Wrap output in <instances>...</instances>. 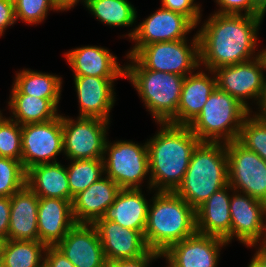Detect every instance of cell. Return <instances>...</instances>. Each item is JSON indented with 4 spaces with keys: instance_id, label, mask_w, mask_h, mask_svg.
Instances as JSON below:
<instances>
[{
    "instance_id": "6da1fadb",
    "label": "cell",
    "mask_w": 266,
    "mask_h": 267,
    "mask_svg": "<svg viewBox=\"0 0 266 267\" xmlns=\"http://www.w3.org/2000/svg\"><path fill=\"white\" fill-rule=\"evenodd\" d=\"M262 18L245 14H213L197 33L199 61L211 72L219 67L249 61L256 47V32Z\"/></svg>"
},
{
    "instance_id": "7a4b0ae2",
    "label": "cell",
    "mask_w": 266,
    "mask_h": 267,
    "mask_svg": "<svg viewBox=\"0 0 266 267\" xmlns=\"http://www.w3.org/2000/svg\"><path fill=\"white\" fill-rule=\"evenodd\" d=\"M161 130L147 142L150 189L175 191L182 183L196 146L201 142L189 126L159 123ZM156 186V187H155Z\"/></svg>"
},
{
    "instance_id": "3957f363",
    "label": "cell",
    "mask_w": 266,
    "mask_h": 267,
    "mask_svg": "<svg viewBox=\"0 0 266 267\" xmlns=\"http://www.w3.org/2000/svg\"><path fill=\"white\" fill-rule=\"evenodd\" d=\"M196 232V210L173 191H157L148 207L144 231L149 250L163 254L171 245Z\"/></svg>"
},
{
    "instance_id": "277c9868",
    "label": "cell",
    "mask_w": 266,
    "mask_h": 267,
    "mask_svg": "<svg viewBox=\"0 0 266 267\" xmlns=\"http://www.w3.org/2000/svg\"><path fill=\"white\" fill-rule=\"evenodd\" d=\"M227 185L226 143L200 142L194 149L182 183L174 192L197 210L214 192Z\"/></svg>"
},
{
    "instance_id": "5b68a950",
    "label": "cell",
    "mask_w": 266,
    "mask_h": 267,
    "mask_svg": "<svg viewBox=\"0 0 266 267\" xmlns=\"http://www.w3.org/2000/svg\"><path fill=\"white\" fill-rule=\"evenodd\" d=\"M128 58L134 64L123 67L125 76L131 80L157 123L177 125V107L184 76L148 70L133 56H128Z\"/></svg>"
},
{
    "instance_id": "8992f818",
    "label": "cell",
    "mask_w": 266,
    "mask_h": 267,
    "mask_svg": "<svg viewBox=\"0 0 266 267\" xmlns=\"http://www.w3.org/2000/svg\"><path fill=\"white\" fill-rule=\"evenodd\" d=\"M249 114L238 100L216 87L200 114L188 126L201 142H220L222 139L228 143L238 139Z\"/></svg>"
},
{
    "instance_id": "52a82bcc",
    "label": "cell",
    "mask_w": 266,
    "mask_h": 267,
    "mask_svg": "<svg viewBox=\"0 0 266 267\" xmlns=\"http://www.w3.org/2000/svg\"><path fill=\"white\" fill-rule=\"evenodd\" d=\"M189 47L186 39L156 42L140 47L132 56L145 69L185 77L200 65L197 34L192 42L193 48Z\"/></svg>"
},
{
    "instance_id": "ba28073f",
    "label": "cell",
    "mask_w": 266,
    "mask_h": 267,
    "mask_svg": "<svg viewBox=\"0 0 266 267\" xmlns=\"http://www.w3.org/2000/svg\"><path fill=\"white\" fill-rule=\"evenodd\" d=\"M228 184L266 203V161L237 140L226 143Z\"/></svg>"
},
{
    "instance_id": "9c48e42d",
    "label": "cell",
    "mask_w": 266,
    "mask_h": 267,
    "mask_svg": "<svg viewBox=\"0 0 266 267\" xmlns=\"http://www.w3.org/2000/svg\"><path fill=\"white\" fill-rule=\"evenodd\" d=\"M104 151H109L108 158H103L107 177L120 189H140L139 183L149 172L147 143L140 146L132 142L118 141L109 145L106 141Z\"/></svg>"
},
{
    "instance_id": "30bf717a",
    "label": "cell",
    "mask_w": 266,
    "mask_h": 267,
    "mask_svg": "<svg viewBox=\"0 0 266 267\" xmlns=\"http://www.w3.org/2000/svg\"><path fill=\"white\" fill-rule=\"evenodd\" d=\"M63 151L71 160L104 158L106 126L109 121L78 117L77 121L62 117Z\"/></svg>"
},
{
    "instance_id": "8fae6325",
    "label": "cell",
    "mask_w": 266,
    "mask_h": 267,
    "mask_svg": "<svg viewBox=\"0 0 266 267\" xmlns=\"http://www.w3.org/2000/svg\"><path fill=\"white\" fill-rule=\"evenodd\" d=\"M22 157L25 171L39 164L56 163V155L63 151L62 118L43 123H30L21 126Z\"/></svg>"
},
{
    "instance_id": "7c38bea8",
    "label": "cell",
    "mask_w": 266,
    "mask_h": 267,
    "mask_svg": "<svg viewBox=\"0 0 266 267\" xmlns=\"http://www.w3.org/2000/svg\"><path fill=\"white\" fill-rule=\"evenodd\" d=\"M265 69L260 55L249 61L219 67L212 72L216 74V85L220 90L228 93L244 105L249 111L245 99L257 98L260 103L264 93L265 78L262 70Z\"/></svg>"
},
{
    "instance_id": "4fadbf2b",
    "label": "cell",
    "mask_w": 266,
    "mask_h": 267,
    "mask_svg": "<svg viewBox=\"0 0 266 267\" xmlns=\"http://www.w3.org/2000/svg\"><path fill=\"white\" fill-rule=\"evenodd\" d=\"M195 27L187 16L161 7L128 34L137 44L127 56H132L145 45L185 39V35Z\"/></svg>"
},
{
    "instance_id": "5bb4252c",
    "label": "cell",
    "mask_w": 266,
    "mask_h": 267,
    "mask_svg": "<svg viewBox=\"0 0 266 267\" xmlns=\"http://www.w3.org/2000/svg\"><path fill=\"white\" fill-rule=\"evenodd\" d=\"M55 247L75 267H107L108 265L98 232L93 224L76 223Z\"/></svg>"
},
{
    "instance_id": "9a60e30c",
    "label": "cell",
    "mask_w": 266,
    "mask_h": 267,
    "mask_svg": "<svg viewBox=\"0 0 266 267\" xmlns=\"http://www.w3.org/2000/svg\"><path fill=\"white\" fill-rule=\"evenodd\" d=\"M226 244L221 238L196 232L171 245L161 256L172 267H216L220 246Z\"/></svg>"
},
{
    "instance_id": "2e32d148",
    "label": "cell",
    "mask_w": 266,
    "mask_h": 267,
    "mask_svg": "<svg viewBox=\"0 0 266 267\" xmlns=\"http://www.w3.org/2000/svg\"><path fill=\"white\" fill-rule=\"evenodd\" d=\"M231 197V239L236 235L239 241L254 247L266 231V225L263 223L266 203L244 193L233 194Z\"/></svg>"
},
{
    "instance_id": "e0dca14e",
    "label": "cell",
    "mask_w": 266,
    "mask_h": 267,
    "mask_svg": "<svg viewBox=\"0 0 266 267\" xmlns=\"http://www.w3.org/2000/svg\"><path fill=\"white\" fill-rule=\"evenodd\" d=\"M93 225L98 232L107 262L137 259L149 251L140 231L107 220H96Z\"/></svg>"
},
{
    "instance_id": "ac0fdd59",
    "label": "cell",
    "mask_w": 266,
    "mask_h": 267,
    "mask_svg": "<svg viewBox=\"0 0 266 267\" xmlns=\"http://www.w3.org/2000/svg\"><path fill=\"white\" fill-rule=\"evenodd\" d=\"M75 224L70 201L39 197L37 225L40 242L56 246Z\"/></svg>"
},
{
    "instance_id": "d6986e66",
    "label": "cell",
    "mask_w": 266,
    "mask_h": 267,
    "mask_svg": "<svg viewBox=\"0 0 266 267\" xmlns=\"http://www.w3.org/2000/svg\"><path fill=\"white\" fill-rule=\"evenodd\" d=\"M116 78L93 76L74 77L80 103V116L109 121V112L114 104L113 85Z\"/></svg>"
},
{
    "instance_id": "ffe728a7",
    "label": "cell",
    "mask_w": 266,
    "mask_h": 267,
    "mask_svg": "<svg viewBox=\"0 0 266 267\" xmlns=\"http://www.w3.org/2000/svg\"><path fill=\"white\" fill-rule=\"evenodd\" d=\"M120 187L109 177L100 178L72 200L76 223L93 224L112 205Z\"/></svg>"
},
{
    "instance_id": "44dd1931",
    "label": "cell",
    "mask_w": 266,
    "mask_h": 267,
    "mask_svg": "<svg viewBox=\"0 0 266 267\" xmlns=\"http://www.w3.org/2000/svg\"><path fill=\"white\" fill-rule=\"evenodd\" d=\"M228 184L214 192L196 210V231L203 235L221 238L227 243L231 240L230 196Z\"/></svg>"
},
{
    "instance_id": "7402d4cb",
    "label": "cell",
    "mask_w": 266,
    "mask_h": 267,
    "mask_svg": "<svg viewBox=\"0 0 266 267\" xmlns=\"http://www.w3.org/2000/svg\"><path fill=\"white\" fill-rule=\"evenodd\" d=\"M38 204L39 197L27 185L10 197L7 239L39 241Z\"/></svg>"
},
{
    "instance_id": "603a6c76",
    "label": "cell",
    "mask_w": 266,
    "mask_h": 267,
    "mask_svg": "<svg viewBox=\"0 0 266 267\" xmlns=\"http://www.w3.org/2000/svg\"><path fill=\"white\" fill-rule=\"evenodd\" d=\"M74 70V77L93 76L101 78H118L125 76V68L117 63V57L109 53V50L85 46L77 48L65 54Z\"/></svg>"
},
{
    "instance_id": "cb8c5ba5",
    "label": "cell",
    "mask_w": 266,
    "mask_h": 267,
    "mask_svg": "<svg viewBox=\"0 0 266 267\" xmlns=\"http://www.w3.org/2000/svg\"><path fill=\"white\" fill-rule=\"evenodd\" d=\"M148 207V201L140 189H120L112 205L97 220L114 221L122 227L140 231L144 235Z\"/></svg>"
},
{
    "instance_id": "d4e9b609",
    "label": "cell",
    "mask_w": 266,
    "mask_h": 267,
    "mask_svg": "<svg viewBox=\"0 0 266 267\" xmlns=\"http://www.w3.org/2000/svg\"><path fill=\"white\" fill-rule=\"evenodd\" d=\"M213 78L203 72L184 77L177 107V125L188 126L200 114L209 95L217 87L216 77Z\"/></svg>"
},
{
    "instance_id": "484cf974",
    "label": "cell",
    "mask_w": 266,
    "mask_h": 267,
    "mask_svg": "<svg viewBox=\"0 0 266 267\" xmlns=\"http://www.w3.org/2000/svg\"><path fill=\"white\" fill-rule=\"evenodd\" d=\"M26 185L40 198H61L71 202L67 170L59 162L28 169Z\"/></svg>"
},
{
    "instance_id": "4316f807",
    "label": "cell",
    "mask_w": 266,
    "mask_h": 267,
    "mask_svg": "<svg viewBox=\"0 0 266 267\" xmlns=\"http://www.w3.org/2000/svg\"><path fill=\"white\" fill-rule=\"evenodd\" d=\"M16 76L12 94L49 99L57 107L61 94V77L31 70H23Z\"/></svg>"
},
{
    "instance_id": "83f0119b",
    "label": "cell",
    "mask_w": 266,
    "mask_h": 267,
    "mask_svg": "<svg viewBox=\"0 0 266 267\" xmlns=\"http://www.w3.org/2000/svg\"><path fill=\"white\" fill-rule=\"evenodd\" d=\"M16 121L21 126L43 123L58 116L57 107L49 100L26 94H12L8 102Z\"/></svg>"
},
{
    "instance_id": "f1b7e54d",
    "label": "cell",
    "mask_w": 266,
    "mask_h": 267,
    "mask_svg": "<svg viewBox=\"0 0 266 267\" xmlns=\"http://www.w3.org/2000/svg\"><path fill=\"white\" fill-rule=\"evenodd\" d=\"M46 248L40 241L7 239L1 257L2 267H43L41 251L45 252Z\"/></svg>"
},
{
    "instance_id": "f546056e",
    "label": "cell",
    "mask_w": 266,
    "mask_h": 267,
    "mask_svg": "<svg viewBox=\"0 0 266 267\" xmlns=\"http://www.w3.org/2000/svg\"><path fill=\"white\" fill-rule=\"evenodd\" d=\"M88 10L101 22L110 26H130L136 11L127 0H86Z\"/></svg>"
},
{
    "instance_id": "4dcf8cb0",
    "label": "cell",
    "mask_w": 266,
    "mask_h": 267,
    "mask_svg": "<svg viewBox=\"0 0 266 267\" xmlns=\"http://www.w3.org/2000/svg\"><path fill=\"white\" fill-rule=\"evenodd\" d=\"M72 161V164L66 168L71 193V203L73 197L98 181L104 172L103 158Z\"/></svg>"
},
{
    "instance_id": "1f68e13d",
    "label": "cell",
    "mask_w": 266,
    "mask_h": 267,
    "mask_svg": "<svg viewBox=\"0 0 266 267\" xmlns=\"http://www.w3.org/2000/svg\"><path fill=\"white\" fill-rule=\"evenodd\" d=\"M253 117L245 118L237 141L266 161V118Z\"/></svg>"
},
{
    "instance_id": "d6a6232c",
    "label": "cell",
    "mask_w": 266,
    "mask_h": 267,
    "mask_svg": "<svg viewBox=\"0 0 266 267\" xmlns=\"http://www.w3.org/2000/svg\"><path fill=\"white\" fill-rule=\"evenodd\" d=\"M26 185V171L21 161L0 157V196L11 197Z\"/></svg>"
},
{
    "instance_id": "836d02e7",
    "label": "cell",
    "mask_w": 266,
    "mask_h": 267,
    "mask_svg": "<svg viewBox=\"0 0 266 267\" xmlns=\"http://www.w3.org/2000/svg\"><path fill=\"white\" fill-rule=\"evenodd\" d=\"M0 157L21 161V125L12 119H0Z\"/></svg>"
},
{
    "instance_id": "e575fe53",
    "label": "cell",
    "mask_w": 266,
    "mask_h": 267,
    "mask_svg": "<svg viewBox=\"0 0 266 267\" xmlns=\"http://www.w3.org/2000/svg\"><path fill=\"white\" fill-rule=\"evenodd\" d=\"M15 20L20 18L26 23H39L45 17L49 8L58 10L53 0H13Z\"/></svg>"
},
{
    "instance_id": "d590c367",
    "label": "cell",
    "mask_w": 266,
    "mask_h": 267,
    "mask_svg": "<svg viewBox=\"0 0 266 267\" xmlns=\"http://www.w3.org/2000/svg\"><path fill=\"white\" fill-rule=\"evenodd\" d=\"M220 5L218 14L241 15V11H245V15L263 17V15L254 7L253 0H216Z\"/></svg>"
},
{
    "instance_id": "8d00e7d4",
    "label": "cell",
    "mask_w": 266,
    "mask_h": 267,
    "mask_svg": "<svg viewBox=\"0 0 266 267\" xmlns=\"http://www.w3.org/2000/svg\"><path fill=\"white\" fill-rule=\"evenodd\" d=\"M194 0H162V7L187 16L195 25L200 19V7Z\"/></svg>"
},
{
    "instance_id": "74e56055",
    "label": "cell",
    "mask_w": 266,
    "mask_h": 267,
    "mask_svg": "<svg viewBox=\"0 0 266 267\" xmlns=\"http://www.w3.org/2000/svg\"><path fill=\"white\" fill-rule=\"evenodd\" d=\"M161 257V254L149 250L144 256L137 259L115 260L108 262L107 267H147L151 260Z\"/></svg>"
},
{
    "instance_id": "f35d334b",
    "label": "cell",
    "mask_w": 266,
    "mask_h": 267,
    "mask_svg": "<svg viewBox=\"0 0 266 267\" xmlns=\"http://www.w3.org/2000/svg\"><path fill=\"white\" fill-rule=\"evenodd\" d=\"M44 267H75L55 246H47Z\"/></svg>"
},
{
    "instance_id": "ab89813d",
    "label": "cell",
    "mask_w": 266,
    "mask_h": 267,
    "mask_svg": "<svg viewBox=\"0 0 266 267\" xmlns=\"http://www.w3.org/2000/svg\"><path fill=\"white\" fill-rule=\"evenodd\" d=\"M14 1L0 0V36L8 25L15 22Z\"/></svg>"
},
{
    "instance_id": "60d3db41",
    "label": "cell",
    "mask_w": 266,
    "mask_h": 267,
    "mask_svg": "<svg viewBox=\"0 0 266 267\" xmlns=\"http://www.w3.org/2000/svg\"><path fill=\"white\" fill-rule=\"evenodd\" d=\"M10 219V197L0 196V235L7 238Z\"/></svg>"
},
{
    "instance_id": "b9f144b4",
    "label": "cell",
    "mask_w": 266,
    "mask_h": 267,
    "mask_svg": "<svg viewBox=\"0 0 266 267\" xmlns=\"http://www.w3.org/2000/svg\"><path fill=\"white\" fill-rule=\"evenodd\" d=\"M79 0H53L54 5L58 10H66L73 7ZM86 0H84V4Z\"/></svg>"
},
{
    "instance_id": "7bdbcfd3",
    "label": "cell",
    "mask_w": 266,
    "mask_h": 267,
    "mask_svg": "<svg viewBox=\"0 0 266 267\" xmlns=\"http://www.w3.org/2000/svg\"><path fill=\"white\" fill-rule=\"evenodd\" d=\"M262 240L263 245L260 249H258L257 253L255 254V257L264 267H266V238Z\"/></svg>"
},
{
    "instance_id": "ee69618b",
    "label": "cell",
    "mask_w": 266,
    "mask_h": 267,
    "mask_svg": "<svg viewBox=\"0 0 266 267\" xmlns=\"http://www.w3.org/2000/svg\"><path fill=\"white\" fill-rule=\"evenodd\" d=\"M259 105L262 109V113L260 115L256 114V116L261 117V118H266V81H265V86H264V93L262 95Z\"/></svg>"
},
{
    "instance_id": "f6af8a7d",
    "label": "cell",
    "mask_w": 266,
    "mask_h": 267,
    "mask_svg": "<svg viewBox=\"0 0 266 267\" xmlns=\"http://www.w3.org/2000/svg\"><path fill=\"white\" fill-rule=\"evenodd\" d=\"M254 7L264 16L266 11V0H253Z\"/></svg>"
},
{
    "instance_id": "bcb514c9",
    "label": "cell",
    "mask_w": 266,
    "mask_h": 267,
    "mask_svg": "<svg viewBox=\"0 0 266 267\" xmlns=\"http://www.w3.org/2000/svg\"><path fill=\"white\" fill-rule=\"evenodd\" d=\"M6 241H7V238L0 235V257H2V253L4 252Z\"/></svg>"
},
{
    "instance_id": "7dc6e473",
    "label": "cell",
    "mask_w": 266,
    "mask_h": 267,
    "mask_svg": "<svg viewBox=\"0 0 266 267\" xmlns=\"http://www.w3.org/2000/svg\"><path fill=\"white\" fill-rule=\"evenodd\" d=\"M248 267H264V266L254 256V258L252 259V261H251L250 265H248Z\"/></svg>"
},
{
    "instance_id": "c3c4849f",
    "label": "cell",
    "mask_w": 266,
    "mask_h": 267,
    "mask_svg": "<svg viewBox=\"0 0 266 267\" xmlns=\"http://www.w3.org/2000/svg\"><path fill=\"white\" fill-rule=\"evenodd\" d=\"M264 62V66H265V69H266V50H263L262 52H260L259 54Z\"/></svg>"
}]
</instances>
